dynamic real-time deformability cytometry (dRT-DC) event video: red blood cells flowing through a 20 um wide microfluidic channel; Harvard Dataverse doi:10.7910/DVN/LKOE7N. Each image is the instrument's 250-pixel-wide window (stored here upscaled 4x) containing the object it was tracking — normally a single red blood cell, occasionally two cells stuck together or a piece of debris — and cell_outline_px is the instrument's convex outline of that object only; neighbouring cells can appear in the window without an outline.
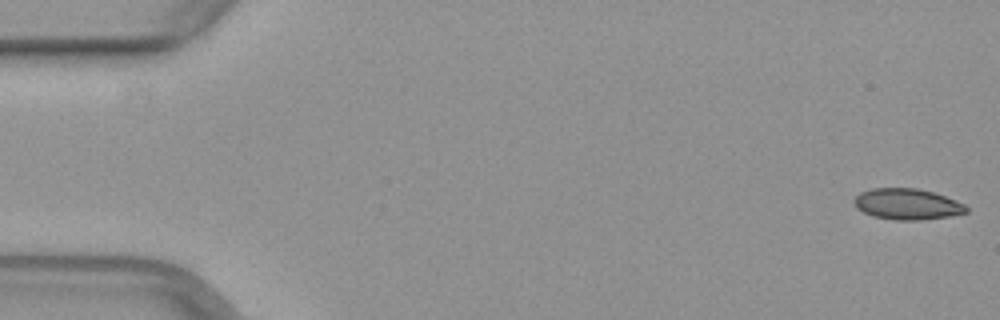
{"species": "common noctule bat (a hibernating species)", "species_latin": "Nyctalus noctula", "temperature_condition": "warm", "stored_images_in_passage": 50, "camera_frame_rate_fps": 3000, "um_per_image_px": 0.085, "animal": {"sex": "female", "body_mass_g": 29.2, "forearm_length_mm": 56.3}, "frame": {"image": 1, "passage_image": 1, "time_ms": 0.0, "image_size_px": [1000, 320], "cell_outline_px": [[968, 212], [948, 216], [924, 220], [896, 220], [872, 216], [856, 208], [852, 200], [860, 192], [872, 188], [916, 188], [932, 192], [944, 196], [964, 204], [968, 208]], "centroid_in_image_um": [77.07, 17.35], "position_along_channel_um": 7.9, "area_um2": 20.23}}
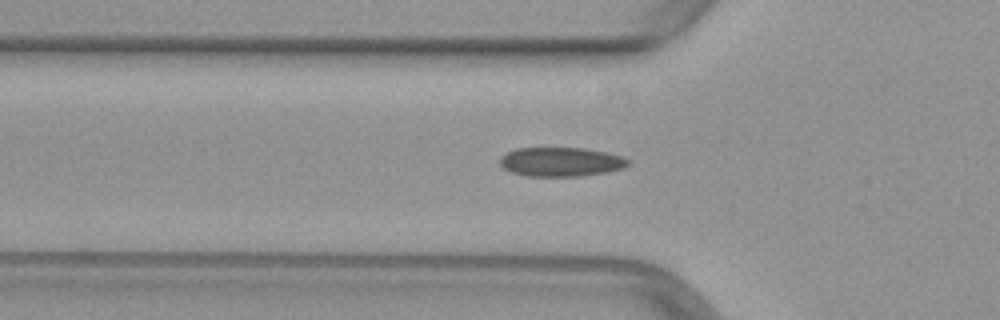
{"frame": {"image": 2, "passage_image": 17, "time_ms": 5.333, "image_size_px": [1000, 320], "cell_outline_px": [[628, 164], [624, 168], [608, 172], [580, 176], [528, 176], [512, 172], [504, 168], [500, 164], [500, 156], [516, 148], [584, 148], [624, 156], [628, 160]], "centroid_in_image_um": [47.69, 13.76], "position_along_channel_um": 78.1, "area_um2": 21.73}}
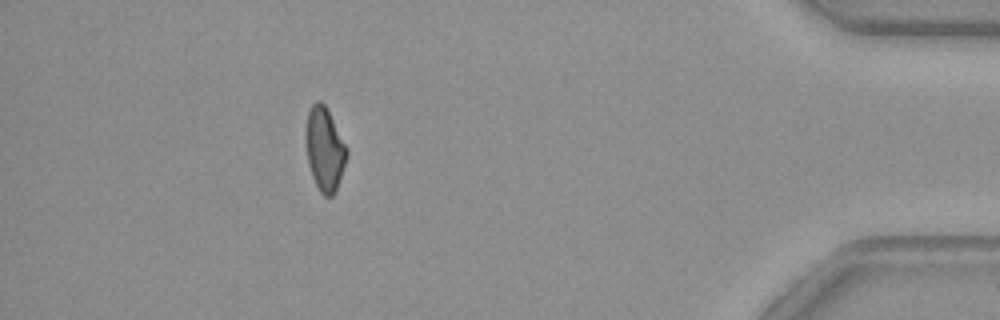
{"frame": {"image": 3, "passage_image": 45, "time_ms": 14.667, "image_size_px": [1000, 320], "cell_outline_px": [[348, 156], [336, 192], [332, 196], [324, 196], [320, 192], [312, 176], [308, 164], [304, 140], [304, 132], [308, 112], [312, 104], [316, 100], [320, 100], [324, 104], [348, 148]], "centroid_in_image_um": [27.58, 12.68], "position_along_channel_um": 407.6, "area_um2": 20.29}}